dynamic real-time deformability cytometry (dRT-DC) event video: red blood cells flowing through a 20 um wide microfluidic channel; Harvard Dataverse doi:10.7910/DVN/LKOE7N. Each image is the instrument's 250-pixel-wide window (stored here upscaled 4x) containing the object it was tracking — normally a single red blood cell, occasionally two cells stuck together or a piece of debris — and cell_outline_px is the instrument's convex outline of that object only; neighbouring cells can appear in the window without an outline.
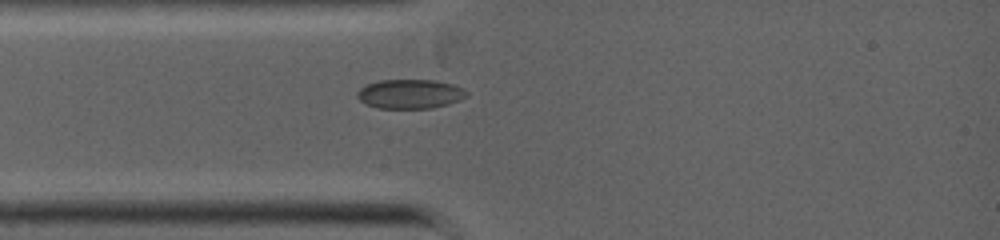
{"species": "common noctule bat (a hibernating species)", "species_latin": "Nyctalus noctula", "temperature_condition": "warm", "stored_images_in_passage": 33, "camera_frame_rate_fps": 5000, "um_per_image_px": 0.085, "animal": {"sex": "female", "body_mass_g": 19.0, "forearm_length_mm": 53.3}, "frame": {"image": 1, "passage_image": 1, "time_ms": 0.0, "image_size_px": [1000, 240], "cell_outline_px": [[468, 96], [460, 100], [448, 104], [432, 108], [376, 108], [364, 104], [356, 96], [356, 92], [360, 88], [368, 84], [380, 80], [436, 80], [452, 84], [464, 88], [468, 92]], "centroid_in_image_um": [34.86, 7.99], "position_along_channel_um": 50.1, "area_um2": 18.84}}
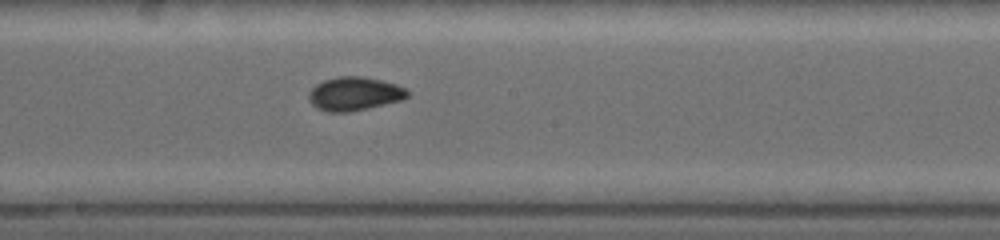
{"frame": {"image": 2, "passage_image": 11, "time_ms": 3.4, "image_size_px": [1000, 240], "cell_outline_px": [[408, 96], [404, 100], [368, 108], [348, 112], [328, 112], [316, 108], [308, 100], [308, 92], [316, 84], [324, 80], [340, 76], [364, 76], [396, 84], [404, 88], [408, 92]], "centroid_in_image_um": [30.11, 7.97], "position_along_channel_um": 218.1, "area_um2": 19.42}}
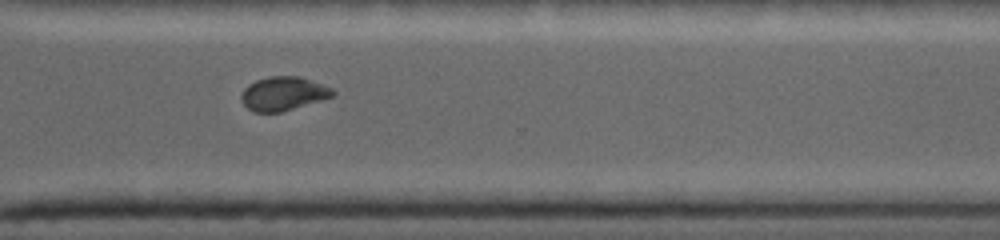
{"frame": {"image": 3, "passage_image": 19, "time_ms": 6.0, "image_size_px": [1000, 240], "cell_outline_px": [[336, 96], [280, 112], [252, 112], [244, 104], [240, 96], [244, 88], [248, 84], [256, 80], [268, 76], [300, 76], [332, 88], [336, 92]], "centroid_in_image_um": [24.09, 7.95], "position_along_channel_um": 346.5, "area_um2": 18.09}}